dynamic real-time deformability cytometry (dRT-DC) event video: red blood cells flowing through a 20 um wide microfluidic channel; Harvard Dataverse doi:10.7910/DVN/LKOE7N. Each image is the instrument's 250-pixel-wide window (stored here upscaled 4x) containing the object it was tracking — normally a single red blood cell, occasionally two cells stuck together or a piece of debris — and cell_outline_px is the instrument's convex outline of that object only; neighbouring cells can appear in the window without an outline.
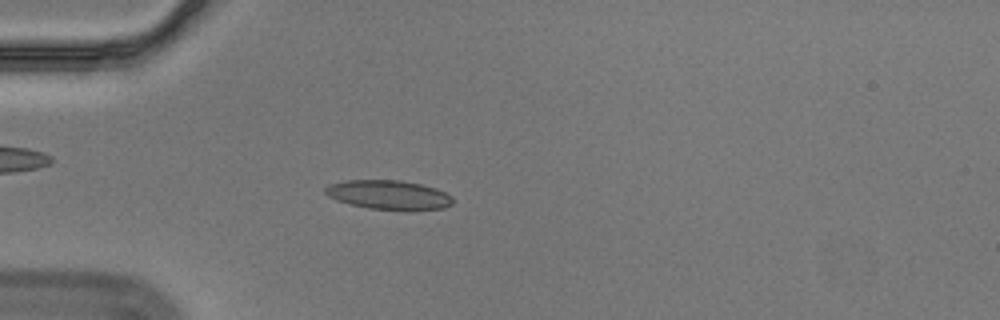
{"species": "Egyptian fruit bat (a non-hibernating species)", "species_latin": "Rousettus aegyptiacus", "temperature_condition": "cold", "stored_images_in_passage": 54, "segment_of_instrument_passage": [1, 2], "camera_frame_rate_fps": 3000, "um_per_image_px": 0.085, "animal": {"sex": "male"}, "frame": {"image": 1, "passage_image": 14, "time_ms": 4.333, "image_size_px": [1000, 320], "cell_outline_px": [[452, 204], [444, 208], [412, 212], [408, 212], [368, 208], [336, 200], [328, 196], [324, 192], [324, 188], [328, 184], [344, 180], [400, 180], [420, 184], [436, 188], [452, 196]], "centroid_in_image_um": [33.06, 16.58], "position_along_channel_um": 51.9, "area_um2": 22.25}}
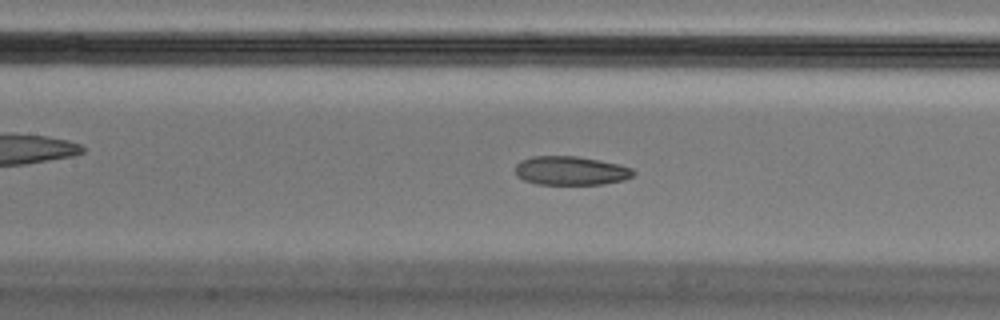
{"frame": {"image": 2, "passage_image": 24, "time_ms": 7.667, "image_size_px": [1000, 320], "cell_outline_px": [[636, 172], [632, 176], [624, 180], [604, 184], [536, 184], [524, 180], [516, 176], [516, 164], [520, 160], [532, 156], [576, 156], [616, 164], [632, 168]], "centroid_in_image_um": [48.49, 14.51], "position_along_channel_um": 158.9, "area_um2": 19.77}}
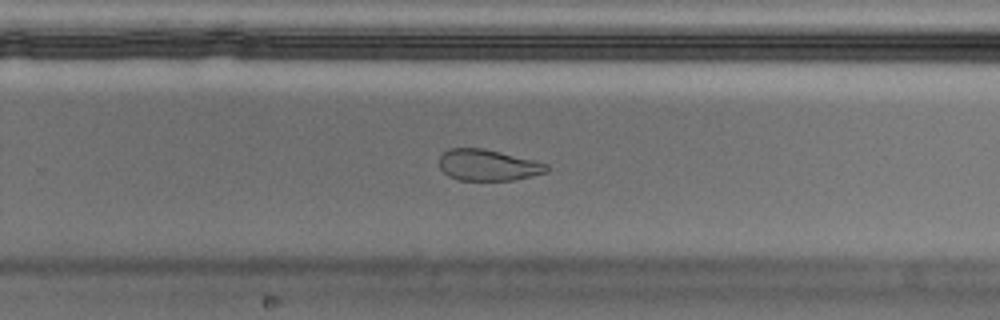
{"frame": {"image": 3, "passage_image": 35, "time_ms": 11.333, "image_size_px": [1000, 320], "cell_outline_px": [[548, 172], [532, 176], [512, 180], [460, 180], [448, 176], [440, 168], [440, 156], [448, 148], [484, 148], [548, 164]], "centroid_in_image_um": [41.47, 14.03], "position_along_channel_um": 288.3, "area_um2": 19.42}}